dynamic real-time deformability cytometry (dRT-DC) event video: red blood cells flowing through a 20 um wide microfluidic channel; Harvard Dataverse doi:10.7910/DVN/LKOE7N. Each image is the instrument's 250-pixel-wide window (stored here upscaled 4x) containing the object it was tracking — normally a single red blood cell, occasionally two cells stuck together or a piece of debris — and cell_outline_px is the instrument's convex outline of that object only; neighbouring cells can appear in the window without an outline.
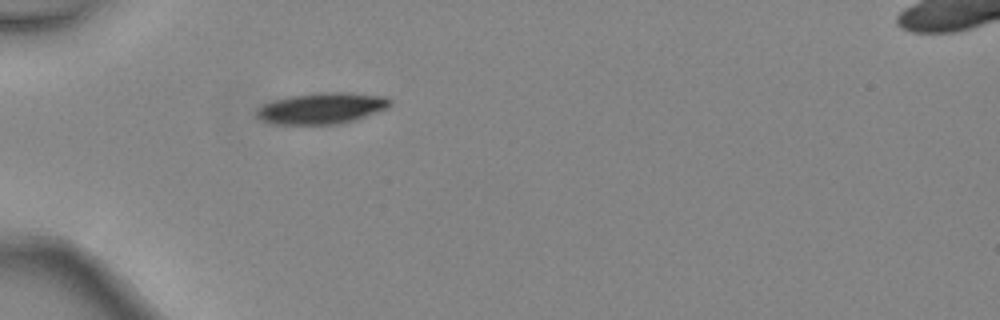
{"species": "common noctule bat (a hibernating species)", "species_latin": "Nyctalus noctula", "temperature_condition": "warm", "stored_images_in_passage": 1, "camera_frame_rate_fps": 3000, "um_per_image_px": 0.085, "animal": {"sex": "female", "body_mass_g": 24.6, "forearm_length_mm": 56.2}, "frame": {"image": 1, "passage_image": 1, "time_ms": 0.0, "image_size_px": [1000, 320], "cell_outline_px": [[392, 104], [388, 108], [352, 120], [336, 124], [272, 124], [256, 116], [256, 108], [272, 100], [292, 96], [316, 92], [348, 92], [384, 96], [392, 100]], "centroid_in_image_um": [27.34, 9.19], "position_along_channel_um": 57.7, "area_um2": 24.16}}